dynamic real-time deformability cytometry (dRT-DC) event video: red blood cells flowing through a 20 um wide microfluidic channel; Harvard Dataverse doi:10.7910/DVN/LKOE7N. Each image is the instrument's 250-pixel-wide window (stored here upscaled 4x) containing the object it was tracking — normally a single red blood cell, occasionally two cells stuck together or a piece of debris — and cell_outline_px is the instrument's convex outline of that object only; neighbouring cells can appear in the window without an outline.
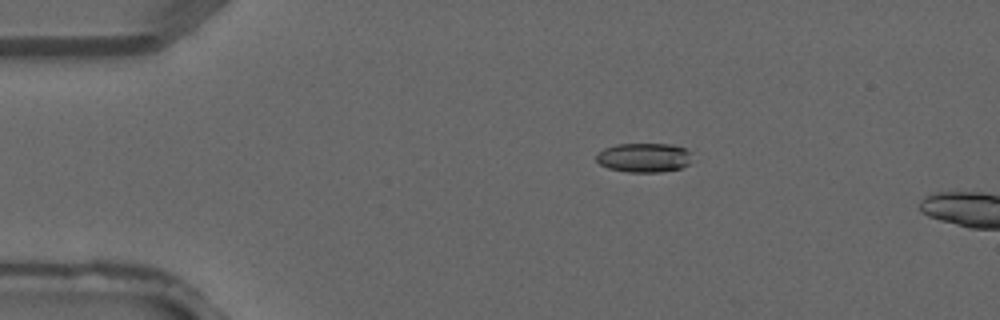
{"species": "common noctule bat (a hibernating species)", "species_latin": "Nyctalus noctula", "temperature_condition": "warm", "stored_images_in_passage": 4, "camera_frame_rate_fps": 3000, "um_per_image_px": 0.085, "animal": {"sex": "male", "forearm_length_mm": 52.5}, "frame": {"image": 1, "passage_image": 3, "time_ms": 0.667, "image_size_px": [1000, 320], "cell_outline_px": [[688, 164], [680, 168], [660, 172], [628, 172], [608, 168], [600, 164], [596, 160], [596, 156], [604, 148], [616, 144], [672, 144], [684, 148], [688, 152]], "centroid_in_image_um": [54.68, 13.39], "position_along_channel_um": 30.3, "area_um2": 16.07}}